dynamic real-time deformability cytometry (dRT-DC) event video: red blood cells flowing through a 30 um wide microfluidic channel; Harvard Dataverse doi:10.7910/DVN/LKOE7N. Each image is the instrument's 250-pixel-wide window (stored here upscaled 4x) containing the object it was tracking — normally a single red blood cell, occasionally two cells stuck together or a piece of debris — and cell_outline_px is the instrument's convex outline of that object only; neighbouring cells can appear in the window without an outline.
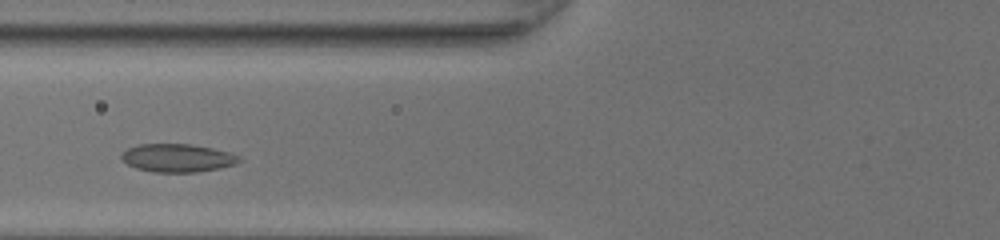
{"species": "common noctule bat (a hibernating species)", "species_latin": "Nyctalus noctula", "temperature_condition": "room temperature", "stored_images_in_passage": 30, "camera_frame_rate_fps": 3000, "um_per_image_px": 0.085, "animal": {"sex": "female", "body_mass_g": 20.0, "forearm_length_mm": 54.0}, "frame": {"image": 1, "passage_image": 8, "time_ms": 2.333, "image_size_px": [1000, 240], "cell_outline_px": [[244, 160], [236, 164], [220, 168], [196, 172], [152, 172], [136, 168], [128, 164], [120, 156], [128, 148], [136, 144], [192, 144], [212, 148], [228, 152], [240, 156]], "centroid_in_image_um": [15.12, 13.42], "position_along_channel_um": 110.7, "area_um2": 19.36}}
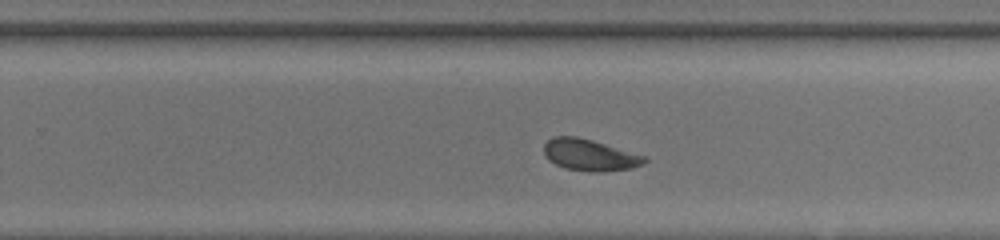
{"frame": {"image": 2, "passage_image": 20, "time_ms": 6.333, "image_size_px": [1000, 240], "cell_outline_px": [[648, 160], [644, 164], [632, 168], [604, 172], [588, 172], [564, 168], [548, 160], [544, 156], [544, 144], [552, 136], [576, 136], [592, 140], [648, 156]], "centroid_in_image_um": [50.15, 13.18], "position_along_channel_um": 279.7, "area_um2": 18.84}}
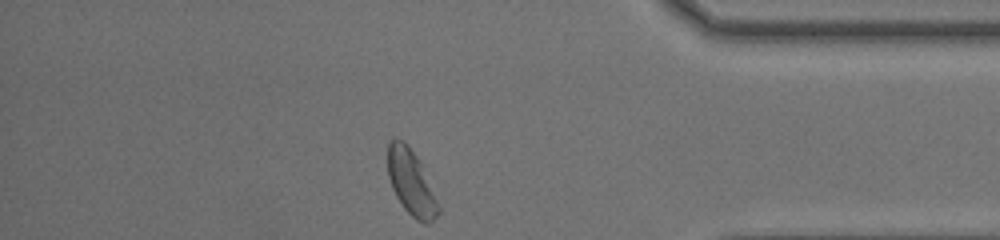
{"frame": {"image": 3, "passage_image": 30, "time_ms": 9.667, "image_size_px": [1000, 240], "cell_outline_px": [[440, 212], [428, 224], [424, 224], [416, 220], [404, 208], [396, 196], [392, 188], [388, 176], [388, 144], [392, 140], [404, 140], [408, 144], [416, 156], [420, 164], [440, 208]], "centroid_in_image_um": [34.93, 15.54], "position_along_channel_um": 400.3, "area_um2": 18.73}, "authors_computed_cell_mechanics": {"area_um2": 18.8428, "velocity_mm_per_s": 4.2279, "shape_relaxation_time_tau1_ms": 3.1261, "shape_relaxation_time_tau2_ms": 1.8536, "deformation_change_tau1": 0.0878, "deformation_change_tau2": 0.0666}}